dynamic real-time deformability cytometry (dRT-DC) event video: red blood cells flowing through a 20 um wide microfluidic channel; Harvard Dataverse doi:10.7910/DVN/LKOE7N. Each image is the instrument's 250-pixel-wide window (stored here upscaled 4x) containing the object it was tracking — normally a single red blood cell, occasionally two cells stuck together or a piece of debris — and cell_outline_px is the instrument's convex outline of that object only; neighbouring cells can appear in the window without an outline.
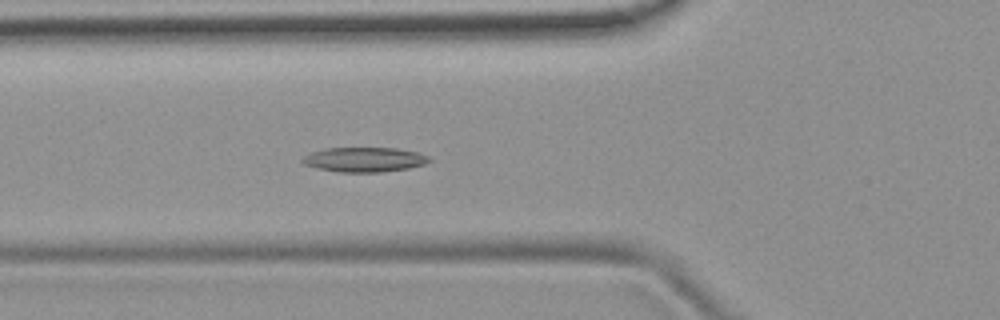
{"species": "common noctule bat (a hibernating species)", "species_latin": "Nyctalus noctula", "temperature_condition": "room temperature", "stored_images_in_passage": 28, "camera_frame_rate_fps": 3000, "um_per_image_px": 0.085, "animal": {"sex": "female", "body_mass_g": 19.9}, "frame": {"image": 1, "passage_image": 14, "time_ms": 4.333, "image_size_px": [1000, 320], "cell_outline_px": [[432, 160], [424, 164], [408, 168], [380, 172], [336, 172], [316, 168], [304, 164], [300, 160], [304, 156], [312, 152], [324, 148], [396, 148], [416, 152], [428, 156]], "centroid_in_image_um": [30.94, 13.56], "position_along_channel_um": 94.9, "area_um2": 18.21}}
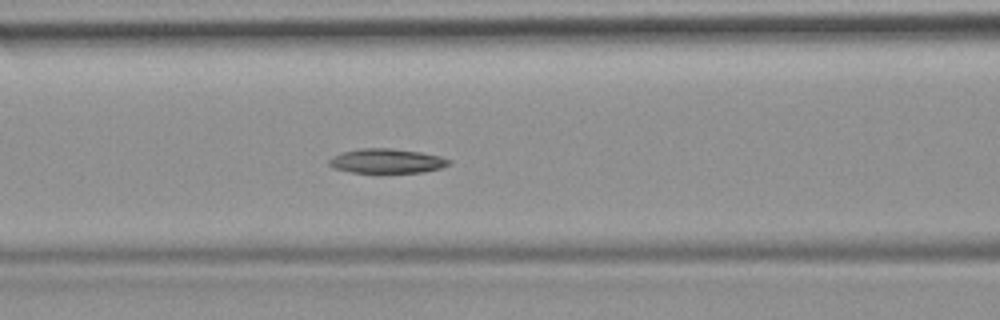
{"frame": {"image": 2, "passage_image": 17, "time_ms": 5.333, "image_size_px": [1000, 320], "cell_outline_px": [[452, 160], [448, 164], [440, 168], [424, 172], [352, 172], [332, 168], [328, 164], [328, 160], [332, 156], [344, 152], [360, 148], [392, 148], [420, 152], [440, 156]], "centroid_in_image_um": [32.85, 13.67], "position_along_channel_um": 133.8, "area_um2": 16.99}}
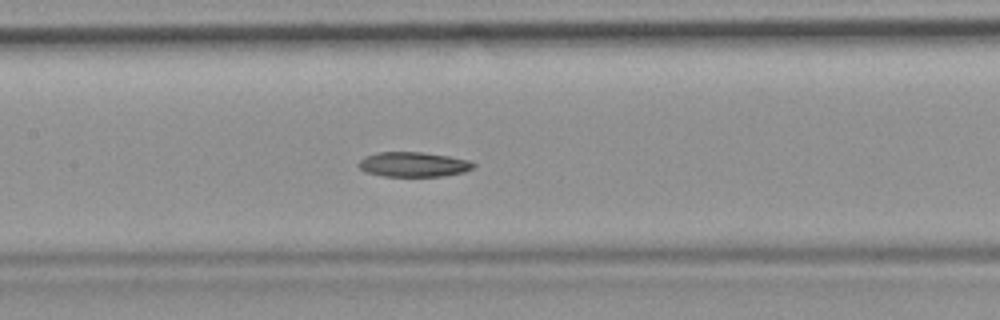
{"frame": {"image": 3, "passage_image": 20, "time_ms": 6.333, "image_size_px": [1000, 320], "cell_outline_px": [[476, 164], [472, 168], [464, 172], [444, 176], [384, 176], [364, 172], [356, 164], [364, 156], [376, 152], [420, 152], [448, 156], [468, 160]], "centroid_in_image_um": [35.09, 13.97], "position_along_channel_um": 172.3, "area_um2": 16.65}}